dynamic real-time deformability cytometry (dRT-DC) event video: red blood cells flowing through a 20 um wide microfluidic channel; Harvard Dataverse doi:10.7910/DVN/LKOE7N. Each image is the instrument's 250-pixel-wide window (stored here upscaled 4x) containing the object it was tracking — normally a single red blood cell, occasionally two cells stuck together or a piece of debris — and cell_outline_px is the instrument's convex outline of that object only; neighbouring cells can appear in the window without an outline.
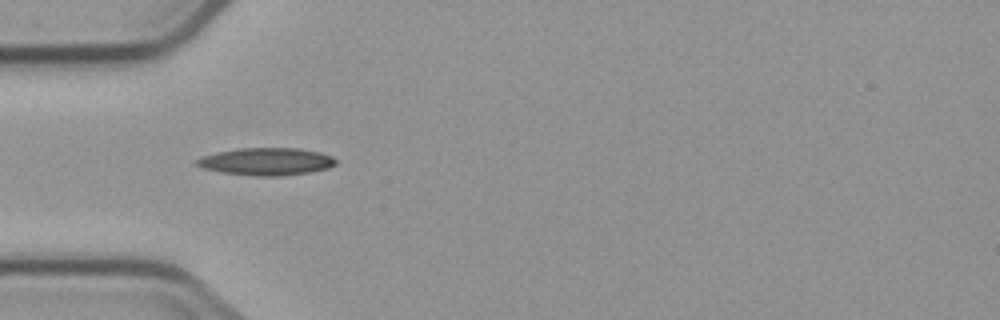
{"species": "common noctule bat (a hibernating species)", "species_latin": "Nyctalus noctula", "temperature_condition": "cold", "stored_images_in_passage": 5, "camera_frame_rate_fps": 3000, "um_per_image_px": 0.085, "animal": {"sex": "male", "body_mass_g": 23.1, "forearm_length_mm": 52.7}, "frame": {"image": 1, "passage_image": 2, "time_ms": 1.333, "image_size_px": [1000, 320], "cell_outline_px": [[336, 164], [328, 168], [312, 172], [280, 176], [260, 176], [224, 172], [204, 168], [196, 164], [196, 160], [204, 156], [220, 152], [240, 148], [300, 148], [320, 152], [332, 156], [336, 160]], "centroid_in_image_um": [22.73, 13.73], "position_along_channel_um": 62.3, "area_um2": 21.96}}
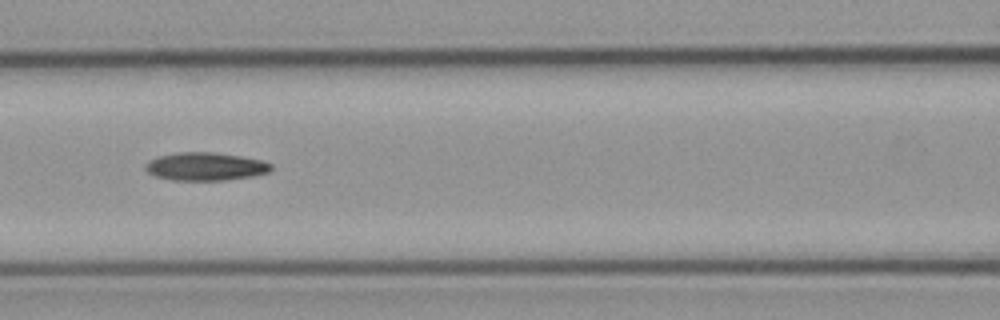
{"frame": {"image": 2, "passage_image": 4, "time_ms": 3.667, "image_size_px": [1000, 320], "cell_outline_px": [[272, 168], [268, 172], [252, 176], [224, 180], [172, 180], [156, 176], [148, 172], [144, 168], [148, 160], [156, 156], [176, 152], [212, 152], [240, 156], [260, 160], [272, 164]], "centroid_in_image_um": [17.42, 14.14], "position_along_channel_um": 149.2, "area_um2": 20.52}}
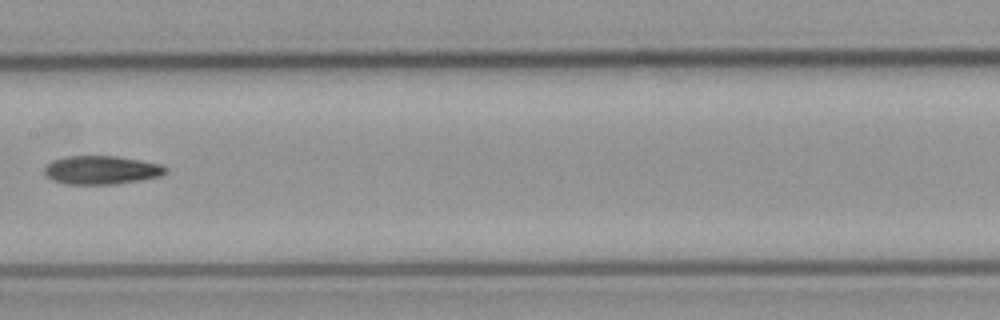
{"frame": {"image": 3, "passage_image": 5, "time_ms": 5.0, "image_size_px": [1000, 320], "cell_outline_px": [[168, 168], [160, 176], [140, 180], [116, 184], [64, 184], [52, 180], [44, 172], [44, 168], [52, 160], [68, 156], [116, 156], [160, 164]], "centroid_in_image_um": [8.59, 14.45], "position_along_channel_um": 198.8, "area_um2": 20.0}}